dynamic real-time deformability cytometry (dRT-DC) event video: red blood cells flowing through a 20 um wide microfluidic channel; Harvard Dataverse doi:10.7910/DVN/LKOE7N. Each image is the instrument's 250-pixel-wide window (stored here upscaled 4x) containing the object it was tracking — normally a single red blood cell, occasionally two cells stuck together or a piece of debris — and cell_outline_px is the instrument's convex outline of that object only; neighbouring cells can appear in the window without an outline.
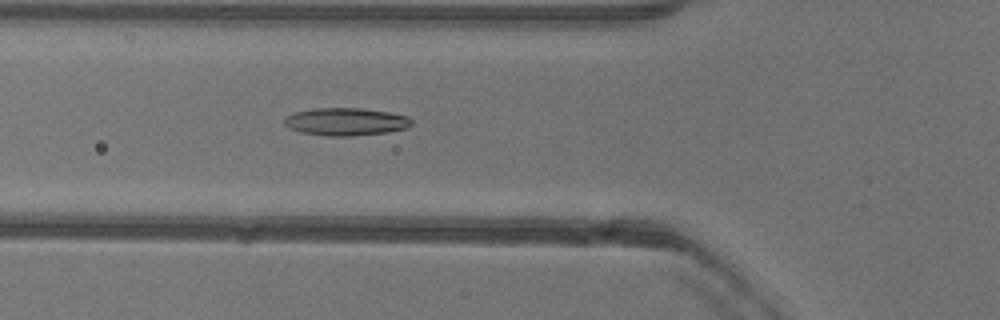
{"species": "common noctule bat (a hibernating species)", "species_latin": "Nyctalus noctula", "temperature_condition": "warm", "stored_images_in_passage": 51, "camera_frame_rate_fps": 3000, "um_per_image_px": 0.085, "animal": {"sex": "female"}, "frame": {"image": 1, "passage_image": 18, "time_ms": 5.667, "image_size_px": [1000, 320], "cell_outline_px": [[412, 124], [408, 128], [388, 132], [352, 136], [328, 136], [300, 132], [288, 128], [284, 124], [284, 120], [288, 116], [296, 112], [312, 108], [364, 108], [388, 112], [408, 116], [412, 120]], "centroid_in_image_um": [29.42, 10.34], "position_along_channel_um": 96.4, "area_um2": 20.63}}
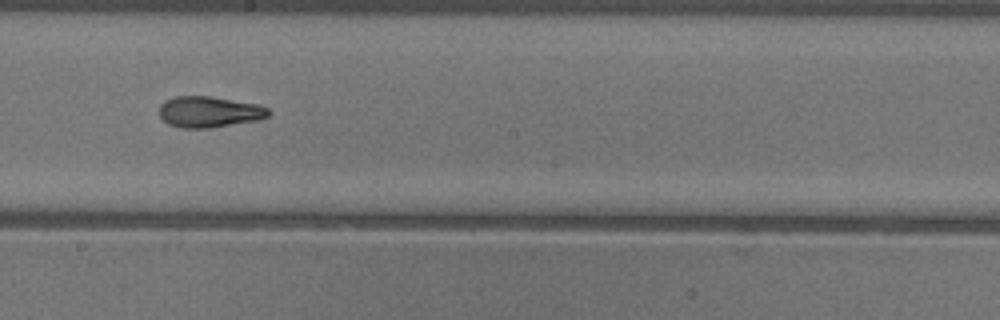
{"frame": {"image": 2, "passage_image": 28, "time_ms": 9.0, "image_size_px": [1000, 320], "cell_outline_px": [[272, 112], [268, 116], [260, 120], [212, 128], [180, 128], [168, 124], [160, 116], [160, 104], [164, 100], [176, 96], [212, 96], [260, 104], [268, 108]], "centroid_in_image_um": [17.82, 9.51], "position_along_channel_um": 230.4, "area_um2": 20.17}}
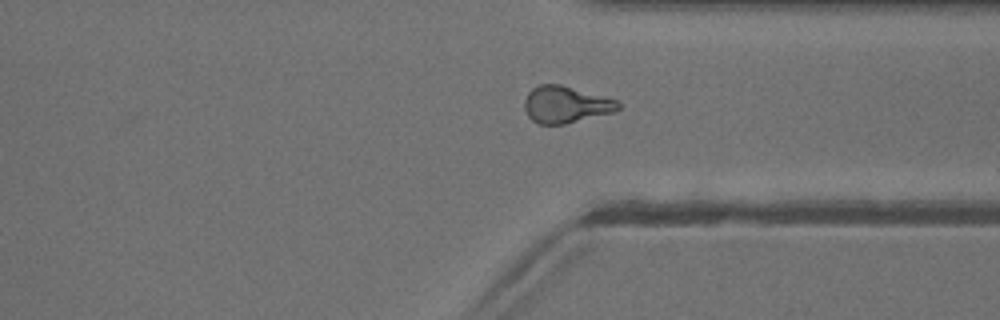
{"frame": {"image": 3, "passage_image": 38, "time_ms": 12.333, "image_size_px": [1000, 320], "cell_outline_px": [[620, 108], [616, 112], [564, 124], [536, 124], [528, 116], [524, 108], [524, 100], [528, 92], [532, 88], [540, 84], [560, 84], [616, 100], [620, 104]], "centroid_in_image_um": [48.06, 8.89], "position_along_channel_um": 363.3, "area_um2": 20.11}, "authors_computed_cell_mechanics": {"area_um2": 20.1722, "velocity_mm_per_s": 4.0061, "shape_relaxation_time_tau1_ms": 8.8372, "shape_relaxation_time_tau2_ms": 2.0239, "deformation_change_tau1": 0.2468, "deformation_change_tau2": 0.0868}}